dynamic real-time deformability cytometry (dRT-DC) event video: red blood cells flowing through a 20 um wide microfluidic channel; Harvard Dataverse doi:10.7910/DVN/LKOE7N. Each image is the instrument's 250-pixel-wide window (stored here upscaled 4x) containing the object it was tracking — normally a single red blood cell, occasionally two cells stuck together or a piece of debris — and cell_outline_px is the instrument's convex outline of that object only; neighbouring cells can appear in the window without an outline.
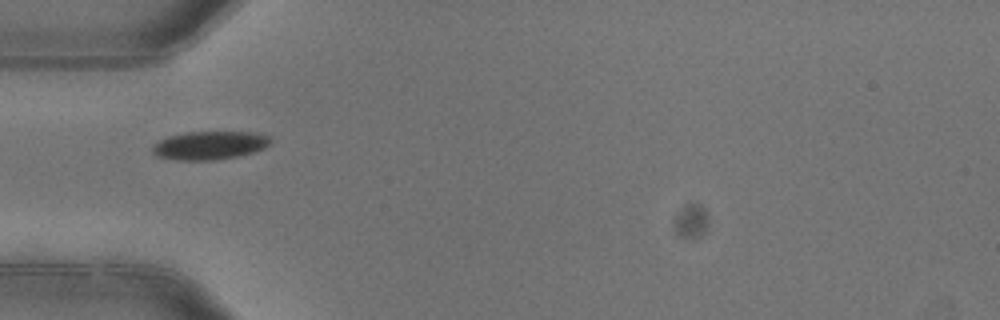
{"species": "common noctule bat (a hibernating species)", "species_latin": "Nyctalus noctula", "temperature_condition": "warm", "stored_images_in_passage": 1, "camera_frame_rate_fps": 3000, "um_per_image_px": 0.085, "animal": {"sex": "female"}, "frame": {"image": 1, "passage_image": 1, "time_ms": 0.0, "image_size_px": [1000, 320], "cell_outline_px": [[272, 144], [264, 148], [252, 152], [236, 156], [216, 160], [176, 160], [156, 156], [152, 152], [152, 148], [160, 140], [168, 136], [184, 132], [256, 132], [268, 136], [272, 140]], "centroid_in_image_um": [17.83, 12.35], "position_along_channel_um": 67.2, "area_um2": 19.54}}